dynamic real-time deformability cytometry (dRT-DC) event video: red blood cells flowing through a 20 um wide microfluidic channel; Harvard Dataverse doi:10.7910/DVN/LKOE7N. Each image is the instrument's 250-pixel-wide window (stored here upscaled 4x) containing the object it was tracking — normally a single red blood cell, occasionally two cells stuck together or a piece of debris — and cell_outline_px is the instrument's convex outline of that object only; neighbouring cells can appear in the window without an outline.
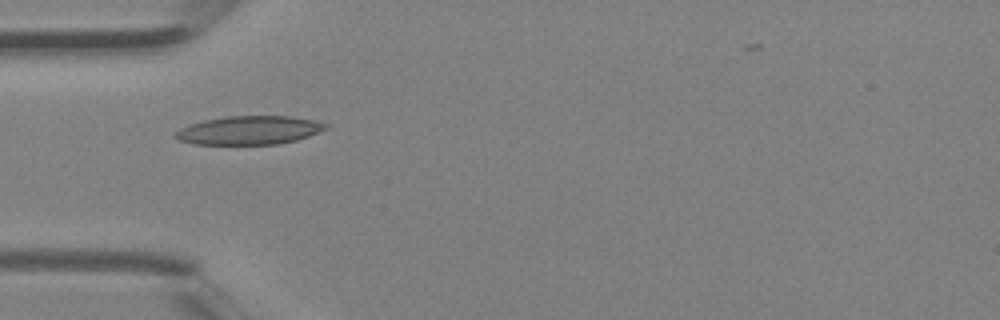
{"species": "Egyptian fruit bat (a non-hibernating species)", "species_latin": "Rousettus aegyptiacus", "temperature_condition": "room temperature", "stored_images_in_passage": 4, "camera_frame_rate_fps": 3000, "um_per_image_px": 0.085, "animal": {"sex": "female"}, "frame": {"image": 1, "passage_image": 3, "time_ms": 0.667, "image_size_px": [1000, 320], "cell_outline_px": [[332, 128], [296, 140], [276, 144], [192, 144], [180, 140], [172, 136], [180, 128], [188, 124], [204, 120], [224, 116], [292, 116], [332, 124]], "centroid_in_image_um": [21.22, 11.06], "position_along_channel_um": 63.8, "area_um2": 25.32}}
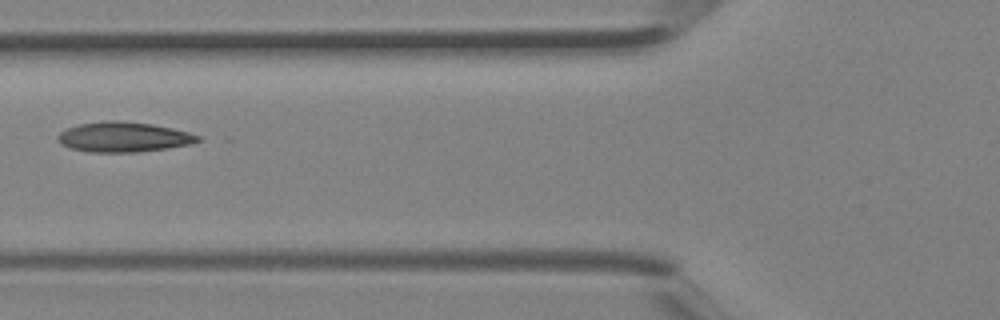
{"frame": {"image": 2, "passage_image": 4, "time_ms": 1.0, "image_size_px": [1000, 320], "cell_outline_px": [[204, 140], [192, 144], [168, 148], [136, 152], [88, 152], [68, 148], [60, 144], [56, 140], [56, 136], [60, 132], [68, 128], [80, 124], [104, 120], [116, 120], [152, 124], [172, 128], [188, 132], [200, 136]], "centroid_in_image_um": [10.5, 11.65], "position_along_channel_um": 115.3, "area_um2": 24.8}}